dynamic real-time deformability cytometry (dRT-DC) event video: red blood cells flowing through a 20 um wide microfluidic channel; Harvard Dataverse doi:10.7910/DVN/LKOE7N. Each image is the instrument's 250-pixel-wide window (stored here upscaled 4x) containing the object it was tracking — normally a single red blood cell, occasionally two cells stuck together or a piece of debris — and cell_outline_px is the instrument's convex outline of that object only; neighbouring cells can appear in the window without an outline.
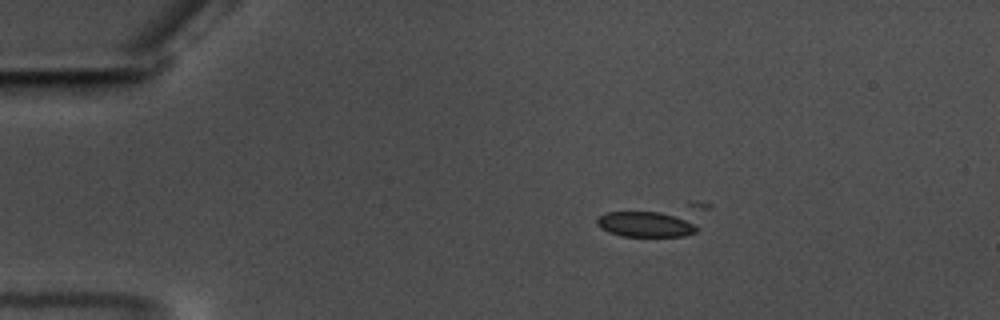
{"species": "common noctule bat (a hibernating species)", "species_latin": "Nyctalus noctula", "temperature_condition": "warm", "stored_images_in_passage": 6, "camera_frame_rate_fps": 3000, "um_per_image_px": 0.085, "animal": {"sex": "male", "body_mass_g": 17.5, "forearm_length_mm": 52.3}, "frame": {"image": 1, "passage_image": 1, "time_ms": 0.0, "image_size_px": [1000, 320], "cell_outline_px": [[696, 232], [684, 236], [620, 236], [608, 232], [600, 228], [596, 224], [596, 216], [608, 212], [660, 212], [684, 216], [696, 228]], "centroid_in_image_um": [54.82, 19.05], "position_along_channel_um": 30.2, "area_um2": 14.97}}